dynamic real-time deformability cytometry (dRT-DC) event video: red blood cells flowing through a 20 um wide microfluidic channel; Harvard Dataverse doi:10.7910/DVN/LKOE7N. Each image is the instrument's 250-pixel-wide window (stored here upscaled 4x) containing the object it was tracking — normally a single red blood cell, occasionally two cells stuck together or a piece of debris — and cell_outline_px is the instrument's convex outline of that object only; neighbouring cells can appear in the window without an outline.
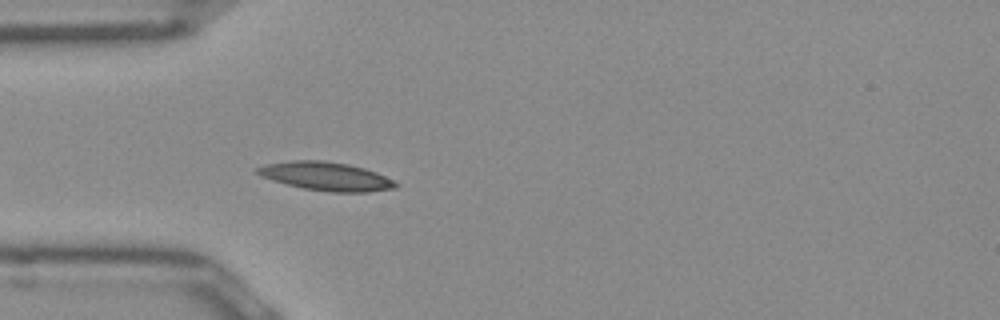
{"species": "Egyptian fruit bat (a non-hibernating species)", "species_latin": "Rousettus aegyptiacus", "temperature_condition": "room temperature", "stored_images_in_passage": 38, "camera_frame_rate_fps": 3000, "um_per_image_px": 0.085, "frame": {"image": 1, "passage_image": 1, "time_ms": 0.0, "image_size_px": [1000, 320], "cell_outline_px": [[396, 188], [368, 192], [332, 192], [304, 188], [272, 180], [260, 176], [256, 172], [256, 168], [268, 164], [292, 160], [324, 160], [348, 164], [364, 168], [376, 172], [392, 180], [396, 184]], "centroid_in_image_um": [27.71, 14.98], "position_along_channel_um": 57.3, "area_um2": 22.72}}
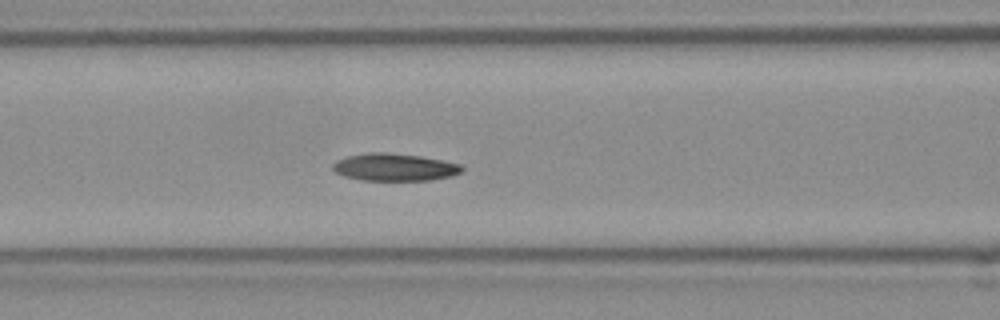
{"frame": {"image": 2, "passage_image": 7, "time_ms": 2.0, "image_size_px": [1000, 320], "cell_outline_px": [[464, 168], [460, 172], [452, 176], [428, 180], [360, 180], [344, 176], [336, 172], [332, 168], [332, 164], [336, 160], [348, 156], [368, 152], [388, 152], [420, 156], [460, 164]], "centroid_in_image_um": [33.5, 14.2], "position_along_channel_um": 133.1, "area_um2": 20.58}}
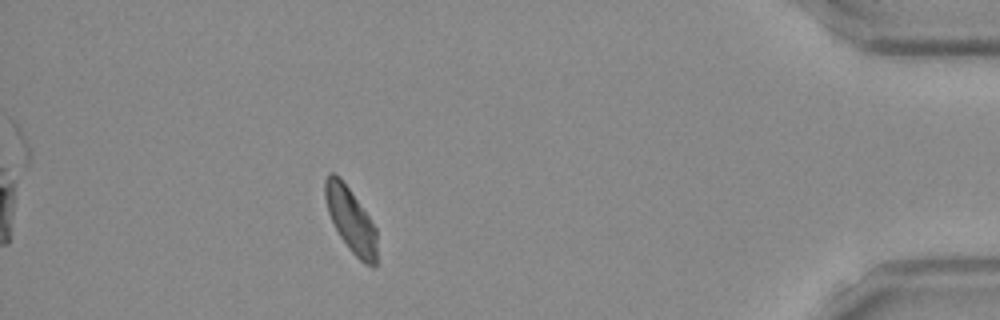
{"frame": {"image": 3, "passage_image": 32, "time_ms": 10.333, "image_size_px": [1000, 320], "cell_outline_px": [[376, 264], [372, 268], [364, 264], [348, 248], [340, 236], [328, 212], [324, 196], [324, 180], [328, 172], [332, 172], [348, 188], [368, 216], [376, 228]], "centroid_in_image_um": [29.8, 18.72], "position_along_channel_um": 405.4, "area_um2": 19.07}, "authors_computed_cell_mechanics": {"area_um2": 19.9988, "velocity_mm_per_s": 3.9099, "shape_relaxation_time_tau1_ms": null, "shape_relaxation_time_tau2_ms": 4.2317, "deformation_change_tau1": null, "deformation_change_tau2": 0.0969}}